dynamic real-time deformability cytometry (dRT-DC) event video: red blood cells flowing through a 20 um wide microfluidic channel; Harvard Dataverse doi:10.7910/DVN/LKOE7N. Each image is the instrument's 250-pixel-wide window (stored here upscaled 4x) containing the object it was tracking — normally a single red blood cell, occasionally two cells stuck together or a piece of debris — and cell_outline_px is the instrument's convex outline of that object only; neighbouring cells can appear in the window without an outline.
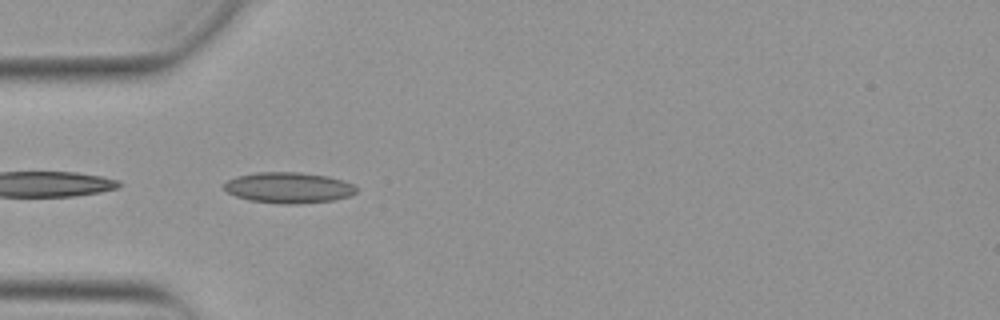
{"species": "Egyptian fruit bat (a non-hibernating species)", "species_latin": "Rousettus aegyptiacus", "temperature_condition": "warm", "stored_images_in_passage": 8, "camera_frame_rate_fps": 3000, "um_per_image_px": 0.085, "animal": {"sex": "female"}, "frame": {"image": 1, "passage_image": 1, "time_ms": 0.0, "image_size_px": [1000, 320], "cell_outline_px": [[356, 192], [348, 196], [332, 200], [296, 204], [284, 204], [248, 200], [236, 196], [228, 192], [224, 188], [224, 184], [228, 180], [236, 176], [256, 172], [300, 172], [328, 176], [352, 184], [356, 188]], "centroid_in_image_um": [24.49, 15.95], "position_along_channel_um": 60.5, "area_um2": 23.58}}
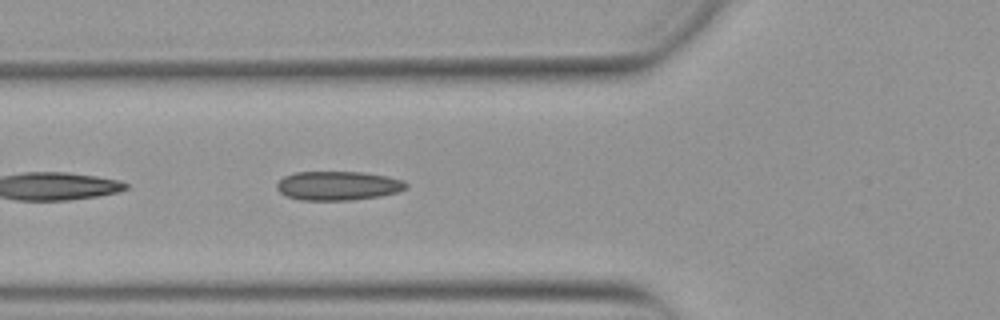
{"frame": {"image": 2, "passage_image": 4, "time_ms": 1.0, "image_size_px": [1000, 320], "cell_outline_px": [[408, 188], [400, 192], [380, 196], [352, 200], [300, 200], [284, 196], [276, 188], [276, 184], [284, 176], [296, 172], [364, 172], [388, 176], [404, 180], [408, 184]], "centroid_in_image_um": [28.76, 15.79], "position_along_channel_um": 97.0, "area_um2": 22.2}}